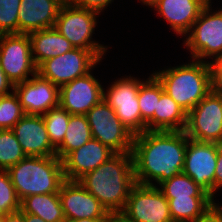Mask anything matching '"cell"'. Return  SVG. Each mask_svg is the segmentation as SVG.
<instances>
[{
	"mask_svg": "<svg viewBox=\"0 0 222 222\" xmlns=\"http://www.w3.org/2000/svg\"><path fill=\"white\" fill-rule=\"evenodd\" d=\"M13 91L14 85L8 80L0 64V97L10 94L8 90Z\"/></svg>",
	"mask_w": 222,
	"mask_h": 222,
	"instance_id": "37",
	"label": "cell"
},
{
	"mask_svg": "<svg viewBox=\"0 0 222 222\" xmlns=\"http://www.w3.org/2000/svg\"><path fill=\"white\" fill-rule=\"evenodd\" d=\"M152 0H140L143 5H147Z\"/></svg>",
	"mask_w": 222,
	"mask_h": 222,
	"instance_id": "42",
	"label": "cell"
},
{
	"mask_svg": "<svg viewBox=\"0 0 222 222\" xmlns=\"http://www.w3.org/2000/svg\"><path fill=\"white\" fill-rule=\"evenodd\" d=\"M78 181L109 214L122 212L130 190L136 183L132 152L115 153Z\"/></svg>",
	"mask_w": 222,
	"mask_h": 222,
	"instance_id": "2",
	"label": "cell"
},
{
	"mask_svg": "<svg viewBox=\"0 0 222 222\" xmlns=\"http://www.w3.org/2000/svg\"><path fill=\"white\" fill-rule=\"evenodd\" d=\"M115 154L108 146L91 139L62 159L65 180L78 181Z\"/></svg>",
	"mask_w": 222,
	"mask_h": 222,
	"instance_id": "17",
	"label": "cell"
},
{
	"mask_svg": "<svg viewBox=\"0 0 222 222\" xmlns=\"http://www.w3.org/2000/svg\"><path fill=\"white\" fill-rule=\"evenodd\" d=\"M185 131H150L134 136L132 157L135 182L158 185L182 173L188 143ZM153 179V180H152Z\"/></svg>",
	"mask_w": 222,
	"mask_h": 222,
	"instance_id": "1",
	"label": "cell"
},
{
	"mask_svg": "<svg viewBox=\"0 0 222 222\" xmlns=\"http://www.w3.org/2000/svg\"><path fill=\"white\" fill-rule=\"evenodd\" d=\"M20 210V200L6 170H0V215Z\"/></svg>",
	"mask_w": 222,
	"mask_h": 222,
	"instance_id": "31",
	"label": "cell"
},
{
	"mask_svg": "<svg viewBox=\"0 0 222 222\" xmlns=\"http://www.w3.org/2000/svg\"><path fill=\"white\" fill-rule=\"evenodd\" d=\"M2 222H24V213L19 210L13 213L2 215Z\"/></svg>",
	"mask_w": 222,
	"mask_h": 222,
	"instance_id": "38",
	"label": "cell"
},
{
	"mask_svg": "<svg viewBox=\"0 0 222 222\" xmlns=\"http://www.w3.org/2000/svg\"><path fill=\"white\" fill-rule=\"evenodd\" d=\"M100 61L90 50L73 48L62 55L42 62L37 67V73L60 88L91 72Z\"/></svg>",
	"mask_w": 222,
	"mask_h": 222,
	"instance_id": "10",
	"label": "cell"
},
{
	"mask_svg": "<svg viewBox=\"0 0 222 222\" xmlns=\"http://www.w3.org/2000/svg\"><path fill=\"white\" fill-rule=\"evenodd\" d=\"M24 222H45V221L36 215L24 214Z\"/></svg>",
	"mask_w": 222,
	"mask_h": 222,
	"instance_id": "41",
	"label": "cell"
},
{
	"mask_svg": "<svg viewBox=\"0 0 222 222\" xmlns=\"http://www.w3.org/2000/svg\"><path fill=\"white\" fill-rule=\"evenodd\" d=\"M20 210L45 222H62L65 219L59 193L27 196L20 201Z\"/></svg>",
	"mask_w": 222,
	"mask_h": 222,
	"instance_id": "23",
	"label": "cell"
},
{
	"mask_svg": "<svg viewBox=\"0 0 222 222\" xmlns=\"http://www.w3.org/2000/svg\"><path fill=\"white\" fill-rule=\"evenodd\" d=\"M98 12L84 9L65 2L55 21L54 28L63 35L74 48L92 51L100 60L105 56L108 47L92 40L97 25Z\"/></svg>",
	"mask_w": 222,
	"mask_h": 222,
	"instance_id": "5",
	"label": "cell"
},
{
	"mask_svg": "<svg viewBox=\"0 0 222 222\" xmlns=\"http://www.w3.org/2000/svg\"><path fill=\"white\" fill-rule=\"evenodd\" d=\"M0 64L8 80L19 84L37 73L28 34L0 35Z\"/></svg>",
	"mask_w": 222,
	"mask_h": 222,
	"instance_id": "11",
	"label": "cell"
},
{
	"mask_svg": "<svg viewBox=\"0 0 222 222\" xmlns=\"http://www.w3.org/2000/svg\"><path fill=\"white\" fill-rule=\"evenodd\" d=\"M210 0H152L146 6L154 8L170 24L176 35L185 36Z\"/></svg>",
	"mask_w": 222,
	"mask_h": 222,
	"instance_id": "19",
	"label": "cell"
},
{
	"mask_svg": "<svg viewBox=\"0 0 222 222\" xmlns=\"http://www.w3.org/2000/svg\"><path fill=\"white\" fill-rule=\"evenodd\" d=\"M64 2H71L72 0H63Z\"/></svg>",
	"mask_w": 222,
	"mask_h": 222,
	"instance_id": "43",
	"label": "cell"
},
{
	"mask_svg": "<svg viewBox=\"0 0 222 222\" xmlns=\"http://www.w3.org/2000/svg\"><path fill=\"white\" fill-rule=\"evenodd\" d=\"M114 0H72L71 3L77 7L98 12L104 11Z\"/></svg>",
	"mask_w": 222,
	"mask_h": 222,
	"instance_id": "33",
	"label": "cell"
},
{
	"mask_svg": "<svg viewBox=\"0 0 222 222\" xmlns=\"http://www.w3.org/2000/svg\"><path fill=\"white\" fill-rule=\"evenodd\" d=\"M222 187V143L218 144V157L214 176V195Z\"/></svg>",
	"mask_w": 222,
	"mask_h": 222,
	"instance_id": "35",
	"label": "cell"
},
{
	"mask_svg": "<svg viewBox=\"0 0 222 222\" xmlns=\"http://www.w3.org/2000/svg\"><path fill=\"white\" fill-rule=\"evenodd\" d=\"M211 5L210 0L183 42L193 59L204 62L213 57L209 63L222 59V8L212 12Z\"/></svg>",
	"mask_w": 222,
	"mask_h": 222,
	"instance_id": "6",
	"label": "cell"
},
{
	"mask_svg": "<svg viewBox=\"0 0 222 222\" xmlns=\"http://www.w3.org/2000/svg\"><path fill=\"white\" fill-rule=\"evenodd\" d=\"M14 85V92L27 115H43L59 106V87L38 73Z\"/></svg>",
	"mask_w": 222,
	"mask_h": 222,
	"instance_id": "15",
	"label": "cell"
},
{
	"mask_svg": "<svg viewBox=\"0 0 222 222\" xmlns=\"http://www.w3.org/2000/svg\"><path fill=\"white\" fill-rule=\"evenodd\" d=\"M108 222H135L130 220L122 212L110 213L108 217Z\"/></svg>",
	"mask_w": 222,
	"mask_h": 222,
	"instance_id": "39",
	"label": "cell"
},
{
	"mask_svg": "<svg viewBox=\"0 0 222 222\" xmlns=\"http://www.w3.org/2000/svg\"><path fill=\"white\" fill-rule=\"evenodd\" d=\"M140 79L127 76L115 80L104 90L103 99L115 110L121 123L134 135L146 131V123L142 120L138 102Z\"/></svg>",
	"mask_w": 222,
	"mask_h": 222,
	"instance_id": "9",
	"label": "cell"
},
{
	"mask_svg": "<svg viewBox=\"0 0 222 222\" xmlns=\"http://www.w3.org/2000/svg\"><path fill=\"white\" fill-rule=\"evenodd\" d=\"M32 59L38 67L47 59L62 55L74 48V46L61 35L54 27L31 32Z\"/></svg>",
	"mask_w": 222,
	"mask_h": 222,
	"instance_id": "22",
	"label": "cell"
},
{
	"mask_svg": "<svg viewBox=\"0 0 222 222\" xmlns=\"http://www.w3.org/2000/svg\"><path fill=\"white\" fill-rule=\"evenodd\" d=\"M24 115L25 111L14 90L0 97V129H12Z\"/></svg>",
	"mask_w": 222,
	"mask_h": 222,
	"instance_id": "30",
	"label": "cell"
},
{
	"mask_svg": "<svg viewBox=\"0 0 222 222\" xmlns=\"http://www.w3.org/2000/svg\"><path fill=\"white\" fill-rule=\"evenodd\" d=\"M92 138L86 115H70L64 140L56 148V156L62 160L68 153L80 148Z\"/></svg>",
	"mask_w": 222,
	"mask_h": 222,
	"instance_id": "25",
	"label": "cell"
},
{
	"mask_svg": "<svg viewBox=\"0 0 222 222\" xmlns=\"http://www.w3.org/2000/svg\"><path fill=\"white\" fill-rule=\"evenodd\" d=\"M92 137L115 153L132 152L134 134L117 117L115 110L102 99L86 114Z\"/></svg>",
	"mask_w": 222,
	"mask_h": 222,
	"instance_id": "7",
	"label": "cell"
},
{
	"mask_svg": "<svg viewBox=\"0 0 222 222\" xmlns=\"http://www.w3.org/2000/svg\"><path fill=\"white\" fill-rule=\"evenodd\" d=\"M212 68V89L222 94V59L211 62Z\"/></svg>",
	"mask_w": 222,
	"mask_h": 222,
	"instance_id": "34",
	"label": "cell"
},
{
	"mask_svg": "<svg viewBox=\"0 0 222 222\" xmlns=\"http://www.w3.org/2000/svg\"><path fill=\"white\" fill-rule=\"evenodd\" d=\"M6 171L20 201L31 195L59 193L65 181L57 156H26Z\"/></svg>",
	"mask_w": 222,
	"mask_h": 222,
	"instance_id": "4",
	"label": "cell"
},
{
	"mask_svg": "<svg viewBox=\"0 0 222 222\" xmlns=\"http://www.w3.org/2000/svg\"><path fill=\"white\" fill-rule=\"evenodd\" d=\"M188 138L222 143V94L213 89L187 114Z\"/></svg>",
	"mask_w": 222,
	"mask_h": 222,
	"instance_id": "8",
	"label": "cell"
},
{
	"mask_svg": "<svg viewBox=\"0 0 222 222\" xmlns=\"http://www.w3.org/2000/svg\"><path fill=\"white\" fill-rule=\"evenodd\" d=\"M65 218L108 219L109 213L79 181L65 180L59 190Z\"/></svg>",
	"mask_w": 222,
	"mask_h": 222,
	"instance_id": "16",
	"label": "cell"
},
{
	"mask_svg": "<svg viewBox=\"0 0 222 222\" xmlns=\"http://www.w3.org/2000/svg\"><path fill=\"white\" fill-rule=\"evenodd\" d=\"M70 115L60 106L52 108L42 115L50 142L55 148L64 140Z\"/></svg>",
	"mask_w": 222,
	"mask_h": 222,
	"instance_id": "29",
	"label": "cell"
},
{
	"mask_svg": "<svg viewBox=\"0 0 222 222\" xmlns=\"http://www.w3.org/2000/svg\"><path fill=\"white\" fill-rule=\"evenodd\" d=\"M187 124V113L164 90L161 85V96L157 101L153 118L146 124L150 131H184Z\"/></svg>",
	"mask_w": 222,
	"mask_h": 222,
	"instance_id": "21",
	"label": "cell"
},
{
	"mask_svg": "<svg viewBox=\"0 0 222 222\" xmlns=\"http://www.w3.org/2000/svg\"><path fill=\"white\" fill-rule=\"evenodd\" d=\"M163 90L188 114L211 90L212 68L208 61L192 58L188 64L152 73Z\"/></svg>",
	"mask_w": 222,
	"mask_h": 222,
	"instance_id": "3",
	"label": "cell"
},
{
	"mask_svg": "<svg viewBox=\"0 0 222 222\" xmlns=\"http://www.w3.org/2000/svg\"><path fill=\"white\" fill-rule=\"evenodd\" d=\"M12 130L26 156H56L41 115L25 114Z\"/></svg>",
	"mask_w": 222,
	"mask_h": 222,
	"instance_id": "18",
	"label": "cell"
},
{
	"mask_svg": "<svg viewBox=\"0 0 222 222\" xmlns=\"http://www.w3.org/2000/svg\"><path fill=\"white\" fill-rule=\"evenodd\" d=\"M156 185L135 183L122 213L135 222H173L168 200Z\"/></svg>",
	"mask_w": 222,
	"mask_h": 222,
	"instance_id": "12",
	"label": "cell"
},
{
	"mask_svg": "<svg viewBox=\"0 0 222 222\" xmlns=\"http://www.w3.org/2000/svg\"><path fill=\"white\" fill-rule=\"evenodd\" d=\"M218 144L188 140L182 173L188 175L213 199Z\"/></svg>",
	"mask_w": 222,
	"mask_h": 222,
	"instance_id": "13",
	"label": "cell"
},
{
	"mask_svg": "<svg viewBox=\"0 0 222 222\" xmlns=\"http://www.w3.org/2000/svg\"><path fill=\"white\" fill-rule=\"evenodd\" d=\"M62 222H108V219H72V218H65Z\"/></svg>",
	"mask_w": 222,
	"mask_h": 222,
	"instance_id": "40",
	"label": "cell"
},
{
	"mask_svg": "<svg viewBox=\"0 0 222 222\" xmlns=\"http://www.w3.org/2000/svg\"><path fill=\"white\" fill-rule=\"evenodd\" d=\"M25 157L13 130L0 129V170H7Z\"/></svg>",
	"mask_w": 222,
	"mask_h": 222,
	"instance_id": "28",
	"label": "cell"
},
{
	"mask_svg": "<svg viewBox=\"0 0 222 222\" xmlns=\"http://www.w3.org/2000/svg\"><path fill=\"white\" fill-rule=\"evenodd\" d=\"M161 96V83L151 74L146 80H140L138 102L142 120L147 124L154 115L157 101Z\"/></svg>",
	"mask_w": 222,
	"mask_h": 222,
	"instance_id": "27",
	"label": "cell"
},
{
	"mask_svg": "<svg viewBox=\"0 0 222 222\" xmlns=\"http://www.w3.org/2000/svg\"><path fill=\"white\" fill-rule=\"evenodd\" d=\"M63 0H21L18 11L19 34L53 28Z\"/></svg>",
	"mask_w": 222,
	"mask_h": 222,
	"instance_id": "20",
	"label": "cell"
},
{
	"mask_svg": "<svg viewBox=\"0 0 222 222\" xmlns=\"http://www.w3.org/2000/svg\"><path fill=\"white\" fill-rule=\"evenodd\" d=\"M104 96V88L91 72L59 88V106L71 115H86Z\"/></svg>",
	"mask_w": 222,
	"mask_h": 222,
	"instance_id": "14",
	"label": "cell"
},
{
	"mask_svg": "<svg viewBox=\"0 0 222 222\" xmlns=\"http://www.w3.org/2000/svg\"><path fill=\"white\" fill-rule=\"evenodd\" d=\"M198 222H222V205L218 202Z\"/></svg>",
	"mask_w": 222,
	"mask_h": 222,
	"instance_id": "36",
	"label": "cell"
},
{
	"mask_svg": "<svg viewBox=\"0 0 222 222\" xmlns=\"http://www.w3.org/2000/svg\"><path fill=\"white\" fill-rule=\"evenodd\" d=\"M167 200L172 198H212L188 175L180 173L159 184Z\"/></svg>",
	"mask_w": 222,
	"mask_h": 222,
	"instance_id": "26",
	"label": "cell"
},
{
	"mask_svg": "<svg viewBox=\"0 0 222 222\" xmlns=\"http://www.w3.org/2000/svg\"><path fill=\"white\" fill-rule=\"evenodd\" d=\"M168 203L173 222H198L217 204L213 198H172Z\"/></svg>",
	"mask_w": 222,
	"mask_h": 222,
	"instance_id": "24",
	"label": "cell"
},
{
	"mask_svg": "<svg viewBox=\"0 0 222 222\" xmlns=\"http://www.w3.org/2000/svg\"><path fill=\"white\" fill-rule=\"evenodd\" d=\"M20 2L21 0H0V35L19 34Z\"/></svg>",
	"mask_w": 222,
	"mask_h": 222,
	"instance_id": "32",
	"label": "cell"
}]
</instances>
